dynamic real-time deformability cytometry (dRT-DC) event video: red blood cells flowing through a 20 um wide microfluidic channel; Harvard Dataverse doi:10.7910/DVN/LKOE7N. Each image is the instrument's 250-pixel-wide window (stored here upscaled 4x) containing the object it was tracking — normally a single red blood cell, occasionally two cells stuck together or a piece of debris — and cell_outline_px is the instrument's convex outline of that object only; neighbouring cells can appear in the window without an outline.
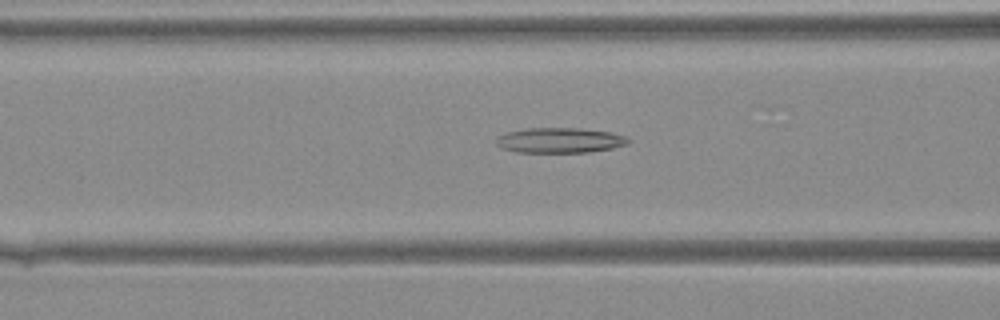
{"species": "Egyptian fruit bat (a non-hibernating species)", "species_latin": "Rousettus aegyptiacus", "temperature_condition": "warm", "stored_images_in_passage": 42, "camera_frame_rate_fps": 3000, "um_per_image_px": 0.085, "animal": {"sex": "female"}, "frame": {"image": 1, "passage_image": 18, "time_ms": 5.667, "image_size_px": [1000, 320], "cell_outline_px": [[632, 140], [628, 144], [612, 148], [588, 152], [516, 152], [500, 148], [496, 144], [496, 140], [500, 136], [508, 132], [528, 128], [580, 128], [608, 132], [628, 136]], "centroid_in_image_um": [47.62, 11.93], "position_along_channel_um": 119.0, "area_um2": 19.36}}
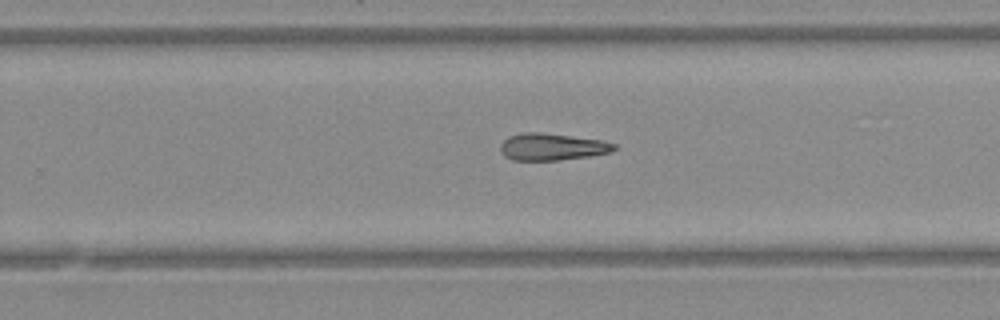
{"frame": {"image": 2, "passage_image": 28, "time_ms": 9.0, "image_size_px": [1000, 320], "cell_outline_px": [[616, 148], [612, 152], [588, 156], [556, 160], [512, 160], [504, 156], [500, 152], [500, 144], [508, 136], [524, 132], [540, 132], [600, 140], [616, 144]], "centroid_in_image_um": [46.88, 12.48], "position_along_channel_um": 282.9, "area_um2": 17.8}}
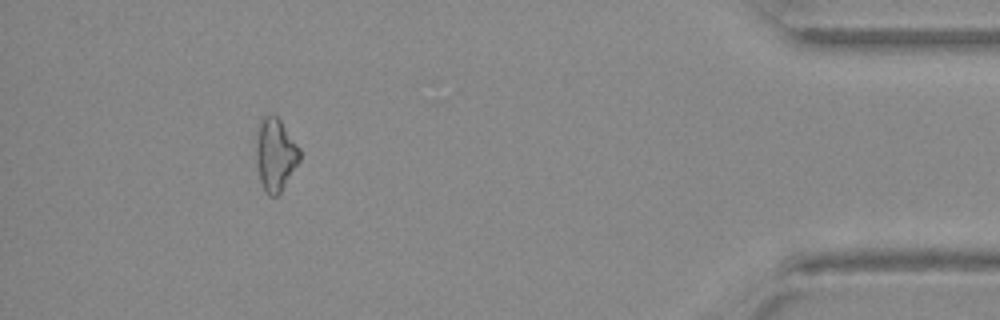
{"frame": {"image": 3, "passage_image": 39, "time_ms": 12.667, "image_size_px": [1000, 320], "cell_outline_px": [[300, 160], [280, 192], [276, 196], [268, 196], [264, 192], [260, 180], [256, 164], [256, 128], [260, 120], [264, 116], [276, 116], [280, 120], [300, 148]], "centroid_in_image_um": [23.38, 13.14], "position_along_channel_um": 411.8, "area_um2": 18.5}}